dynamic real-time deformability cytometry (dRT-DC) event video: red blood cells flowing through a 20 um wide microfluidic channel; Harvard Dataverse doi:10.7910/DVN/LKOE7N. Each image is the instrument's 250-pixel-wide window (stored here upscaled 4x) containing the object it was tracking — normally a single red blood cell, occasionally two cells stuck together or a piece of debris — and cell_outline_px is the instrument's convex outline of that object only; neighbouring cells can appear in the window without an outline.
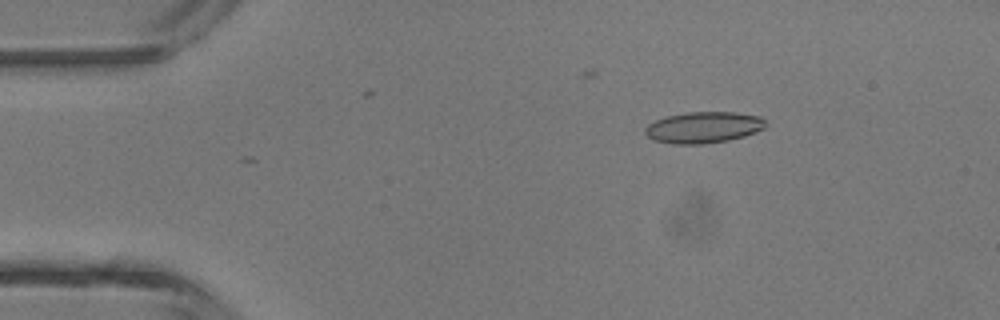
{"species": "common noctule bat (a hibernating species)", "species_latin": "Nyctalus noctula", "temperature_condition": "room temperature", "stored_images_in_passage": 7, "camera_frame_rate_fps": 3000, "um_per_image_px": 0.085, "animal": {"sex": "male", "body_mass_g": 13.3}, "frame": {"image": 1, "passage_image": 7, "time_ms": 2.0, "image_size_px": [1000, 320], "cell_outline_px": [[764, 128], [756, 132], [744, 136], [728, 140], [704, 144], [672, 144], [652, 140], [644, 132], [644, 128], [648, 124], [656, 120], [668, 116], [688, 112], [736, 112], [760, 116], [764, 120]], "centroid_in_image_um": [59.77, 10.83], "position_along_channel_um": 25.2, "area_um2": 21.96}}